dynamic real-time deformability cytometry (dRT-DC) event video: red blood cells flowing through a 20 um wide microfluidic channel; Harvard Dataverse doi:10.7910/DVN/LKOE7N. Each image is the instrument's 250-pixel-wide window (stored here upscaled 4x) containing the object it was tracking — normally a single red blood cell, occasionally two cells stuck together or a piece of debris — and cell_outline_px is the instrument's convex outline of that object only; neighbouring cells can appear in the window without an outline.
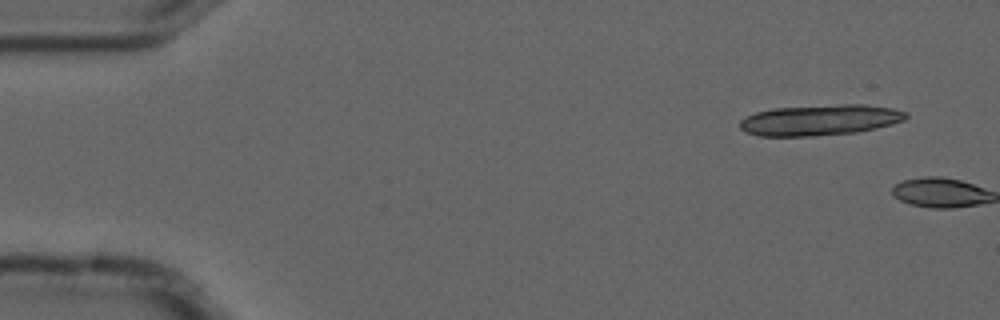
{"species": "common noctule bat (a hibernating species)", "species_latin": "Nyctalus noctula", "temperature_condition": "cold", "stored_images_in_passage": 8, "camera_frame_rate_fps": 3000, "um_per_image_px": 0.085, "animal": {"sex": "male", "forearm_length_mm": 52.5}, "frame": {"image": 1, "passage_image": 1, "time_ms": 0.0, "image_size_px": [1000, 320], "cell_outline_px": [[908, 116], [904, 120], [892, 124], [876, 128], [856, 132], [816, 136], [760, 136], [744, 132], [740, 128], [740, 120], [744, 116], [756, 112], [772, 108], [836, 104], [864, 104], [892, 108], [908, 112]], "centroid_in_image_um": [69.68, 10.19], "position_along_channel_um": 15.3, "area_um2": 30.11}}
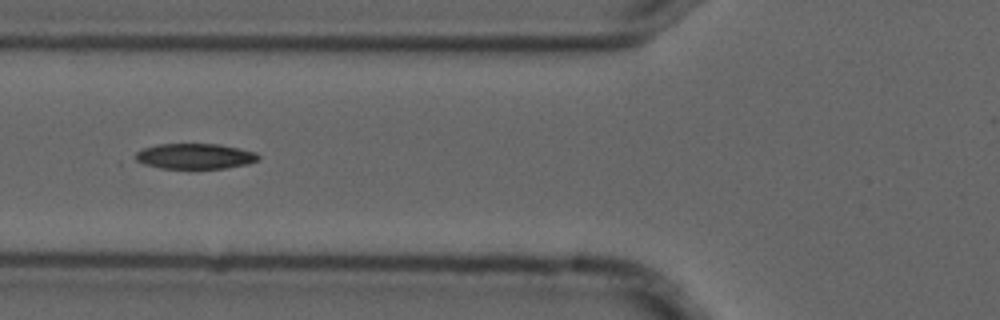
{"frame": {"image": 2, "passage_image": 6, "time_ms": 1.667, "image_size_px": [1000, 320], "cell_outline_px": [[260, 160], [248, 164], [224, 168], [160, 168], [144, 164], [136, 160], [136, 152], [144, 148], [156, 144], [220, 144], [240, 148], [256, 152], [260, 156]], "centroid_in_image_um": [16.61, 13.27], "position_along_channel_um": 109.2, "area_um2": 18.26}}
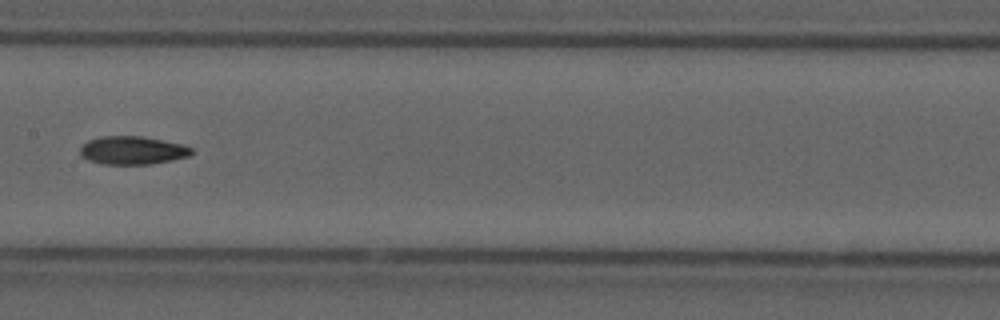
{"frame": {"image": 3, "passage_image": 8, "time_ms": 2.333, "image_size_px": [1000, 320], "cell_outline_px": [[196, 152], [188, 156], [172, 160], [152, 164], [104, 164], [88, 160], [80, 156], [80, 148], [88, 140], [100, 136], [140, 136], [180, 144], [192, 148]], "centroid_in_image_um": [11.24, 12.78], "position_along_channel_um": 196.2, "area_um2": 18.26}}